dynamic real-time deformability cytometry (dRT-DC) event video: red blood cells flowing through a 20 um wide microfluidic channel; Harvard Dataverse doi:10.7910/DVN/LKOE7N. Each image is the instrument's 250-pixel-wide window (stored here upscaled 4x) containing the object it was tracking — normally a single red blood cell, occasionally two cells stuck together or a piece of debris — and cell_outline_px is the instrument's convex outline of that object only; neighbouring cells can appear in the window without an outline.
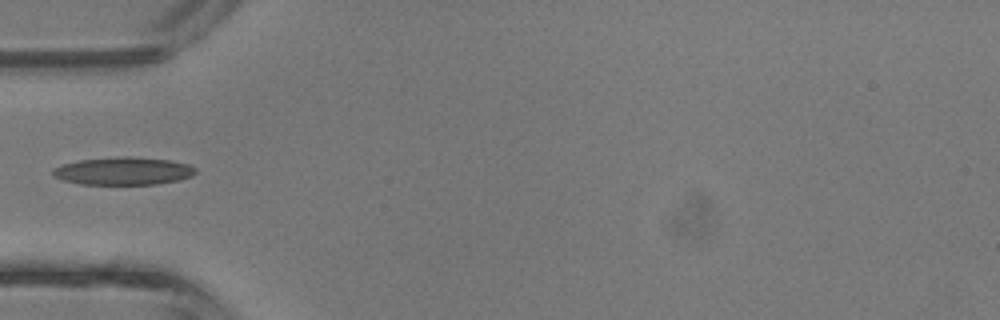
{"species": "common noctule bat (a hibernating species)", "species_latin": "Nyctalus noctula", "temperature_condition": "room temperature", "stored_images_in_passage": 4, "camera_frame_rate_fps": 3000, "um_per_image_px": 0.085, "animal": {"sex": "male", "body_mass_g": 13.3}, "frame": {"image": 1, "passage_image": 4, "time_ms": 1.0, "image_size_px": [1000, 320], "cell_outline_px": [[196, 172], [192, 176], [180, 180], [156, 184], [80, 184], [64, 180], [56, 176], [52, 172], [52, 168], [64, 164], [80, 160], [120, 156], [132, 156], [172, 160], [188, 164], [196, 168]], "centroid_in_image_um": [10.54, 14.53], "position_along_channel_um": 74.5, "area_um2": 23.12}}